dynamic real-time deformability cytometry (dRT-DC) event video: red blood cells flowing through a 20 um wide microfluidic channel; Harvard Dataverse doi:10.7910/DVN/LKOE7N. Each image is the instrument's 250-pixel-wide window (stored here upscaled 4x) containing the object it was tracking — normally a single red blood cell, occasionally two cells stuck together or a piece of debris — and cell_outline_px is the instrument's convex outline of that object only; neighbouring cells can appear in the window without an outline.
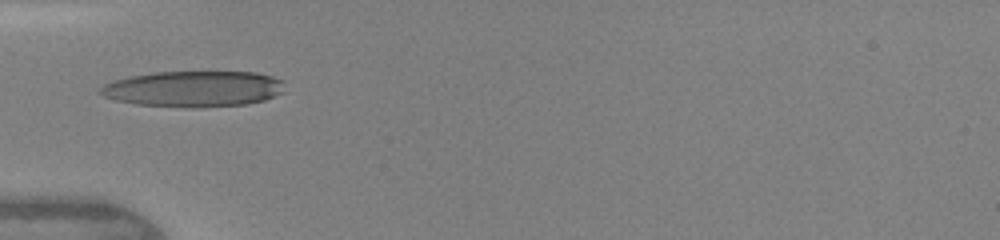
{"species": "human", "species_latin": "Homo sapiens", "temperature_condition": "warm", "stored_images_in_passage": 21, "camera_frame_rate_fps": 3000, "um_per_image_px": 0.085, "donor": {"sex": "female"}, "frame": {"image": 1, "passage_image": 1, "time_ms": 0.0, "image_size_px": [1000, 240], "cell_outline_px": [[284, 92], [264, 100], [248, 104], [136, 104], [116, 100], [104, 96], [96, 92], [104, 84], [112, 80], [152, 72], [256, 72], [272, 76], [284, 80]], "centroid_in_image_um": [16.47, 7.49], "position_along_channel_um": 68.5, "area_um2": 37.28}}
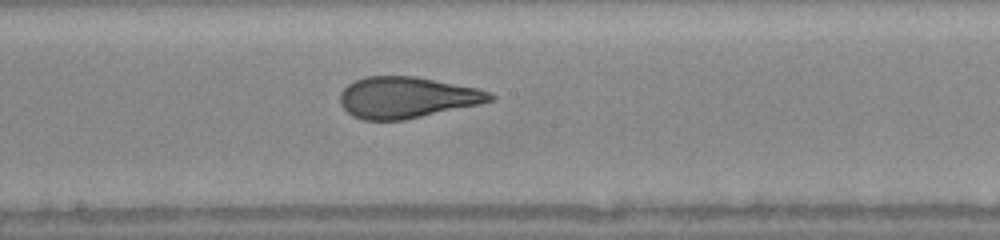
{"frame": {"image": 2, "passage_image": 8, "time_ms": 3.333, "image_size_px": [1000, 240], "cell_outline_px": [[496, 100], [480, 104], [404, 120], [364, 120], [352, 116], [340, 104], [340, 92], [348, 84], [364, 76], [416, 76], [476, 88], [488, 92], [496, 96]], "centroid_in_image_um": [34.57, 8.28], "position_along_channel_um": 213.6, "area_um2": 36.07}}